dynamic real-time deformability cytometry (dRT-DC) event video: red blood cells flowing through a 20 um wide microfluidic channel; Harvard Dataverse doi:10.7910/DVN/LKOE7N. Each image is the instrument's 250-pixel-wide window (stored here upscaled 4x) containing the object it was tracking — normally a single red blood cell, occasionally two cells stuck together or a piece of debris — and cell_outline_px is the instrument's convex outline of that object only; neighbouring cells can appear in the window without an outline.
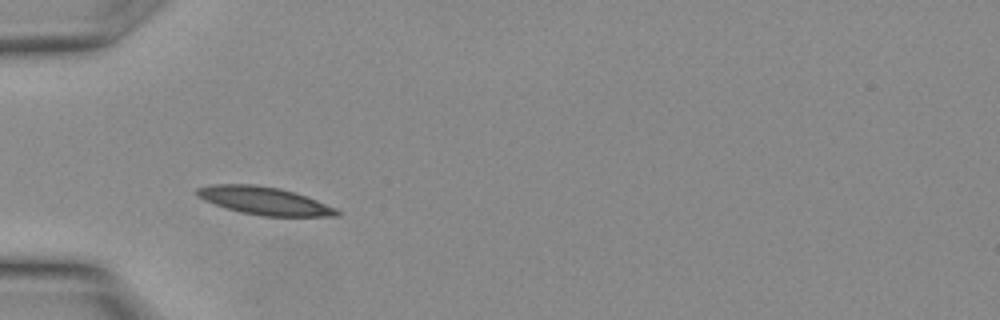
{"species": "Egyptian fruit bat (a non-hibernating species)", "species_latin": "Rousettus aegyptiacus", "temperature_condition": "warm", "stored_images_in_passage": 12, "camera_frame_rate_fps": 3000, "um_per_image_px": 0.085, "animal": {"sex": "female"}, "frame": {"image": 1, "passage_image": 1, "time_ms": 0.0, "image_size_px": [1000, 320], "cell_outline_px": [[340, 216], [264, 216], [240, 212], [204, 200], [196, 192], [196, 188], [216, 184], [252, 184], [280, 188], [316, 200], [336, 208], [340, 212]], "centroid_in_image_um": [22.49, 17.07], "position_along_channel_um": 62.5, "area_um2": 22.25}}
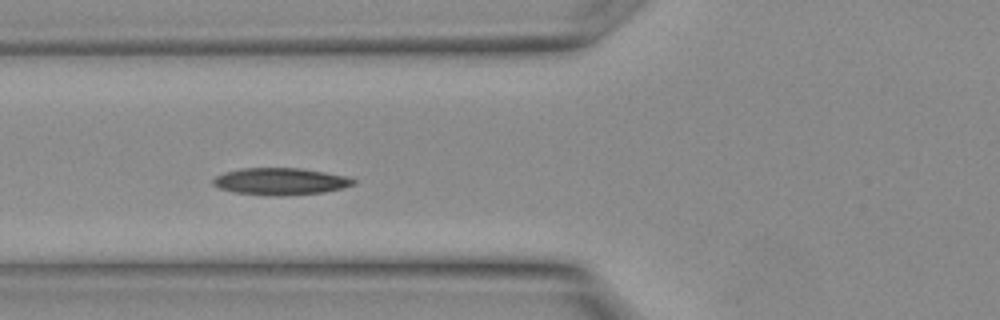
{"frame": {"image": 2, "passage_image": 3, "time_ms": 0.667, "image_size_px": [1000, 320], "cell_outline_px": [[356, 184], [324, 192], [280, 196], [236, 192], [220, 188], [212, 184], [212, 180], [216, 176], [224, 172], [240, 168], [300, 168], [324, 172], [344, 176], [356, 180]], "centroid_in_image_um": [23.82, 15.41], "position_along_channel_um": 102.0, "area_um2": 21.79}}